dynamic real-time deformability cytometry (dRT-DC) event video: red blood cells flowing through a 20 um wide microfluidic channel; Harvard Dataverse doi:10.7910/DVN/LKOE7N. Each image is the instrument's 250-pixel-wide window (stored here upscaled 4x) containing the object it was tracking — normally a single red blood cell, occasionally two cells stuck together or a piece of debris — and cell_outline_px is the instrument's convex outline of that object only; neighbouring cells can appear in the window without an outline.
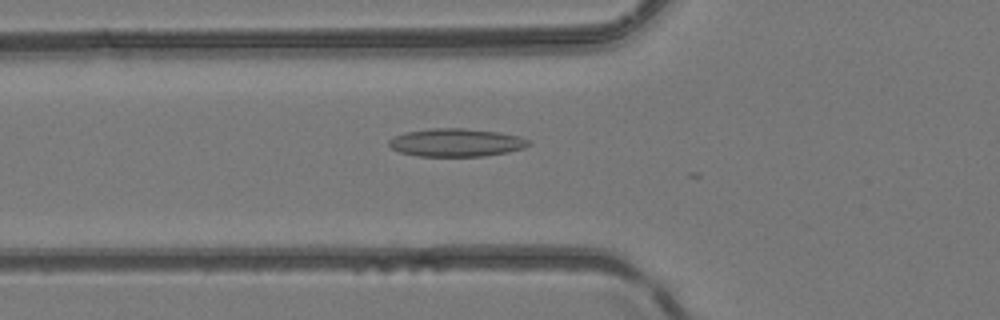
{"species": "common noctule bat (a hibernating species)", "species_latin": "Nyctalus noctula", "temperature_condition": "room temperature", "stored_images_in_passage": 6, "camera_frame_rate_fps": 3000, "um_per_image_px": 0.085, "animal": {"sex": "female", "body_mass_g": 24.6, "forearm_length_mm": 56.2}, "frame": {"image": 1, "passage_image": 2, "time_ms": 0.333, "image_size_px": [1000, 320], "cell_outline_px": [[532, 144], [524, 148], [508, 152], [484, 156], [416, 156], [400, 152], [392, 148], [388, 144], [388, 140], [404, 132], [432, 128], [464, 128], [500, 132], [520, 136], [532, 140]], "centroid_in_image_um": [38.82, 12.11], "position_along_channel_um": 87.0, "area_um2": 23.06}}
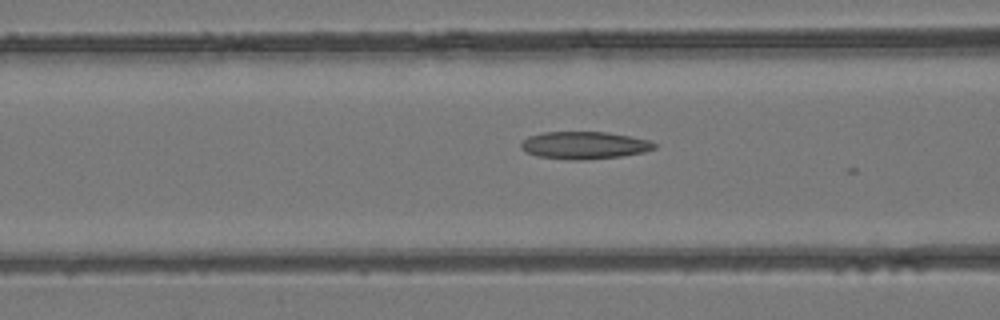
{"frame": {"image": 2, "passage_image": 4, "time_ms": 1.0, "image_size_px": [1000, 320], "cell_outline_px": [[656, 148], [644, 152], [620, 156], [580, 160], [568, 160], [536, 156], [520, 148], [520, 144], [528, 136], [544, 132], [608, 132], [648, 140], [656, 144]], "centroid_in_image_um": [49.64, 12.35], "position_along_channel_um": 117.0, "area_um2": 21.21}}